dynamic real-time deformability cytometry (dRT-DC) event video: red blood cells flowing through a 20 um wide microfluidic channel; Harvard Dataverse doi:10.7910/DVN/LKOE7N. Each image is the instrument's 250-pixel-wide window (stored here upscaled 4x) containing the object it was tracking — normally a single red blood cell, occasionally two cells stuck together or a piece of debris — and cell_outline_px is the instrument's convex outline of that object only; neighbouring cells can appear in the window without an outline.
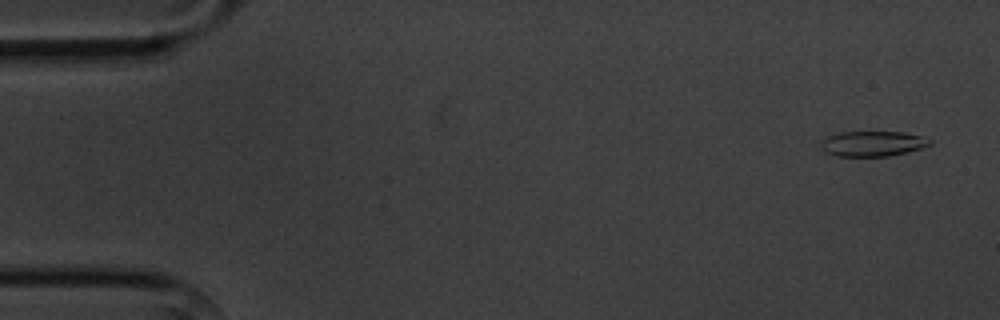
{"species": "common noctule bat (a hibernating species)", "species_latin": "Nyctalus noctula", "temperature_condition": "cold", "stored_images_in_passage": 5, "camera_frame_rate_fps": 3000, "um_per_image_px": 0.085, "animal": {"sex": "male", "body_mass_g": 20.1, "forearm_length_mm": 53.5}, "frame": {"image": 1, "passage_image": 1, "time_ms": 0.0, "image_size_px": [1000, 320], "cell_outline_px": [[932, 144], [920, 148], [888, 156], [836, 156], [824, 152], [820, 148], [820, 140], [824, 136], [840, 132], [904, 132], [920, 136], [932, 140]], "centroid_in_image_um": [74.08, 12.2], "position_along_channel_um": 10.9, "area_um2": 16.13}}